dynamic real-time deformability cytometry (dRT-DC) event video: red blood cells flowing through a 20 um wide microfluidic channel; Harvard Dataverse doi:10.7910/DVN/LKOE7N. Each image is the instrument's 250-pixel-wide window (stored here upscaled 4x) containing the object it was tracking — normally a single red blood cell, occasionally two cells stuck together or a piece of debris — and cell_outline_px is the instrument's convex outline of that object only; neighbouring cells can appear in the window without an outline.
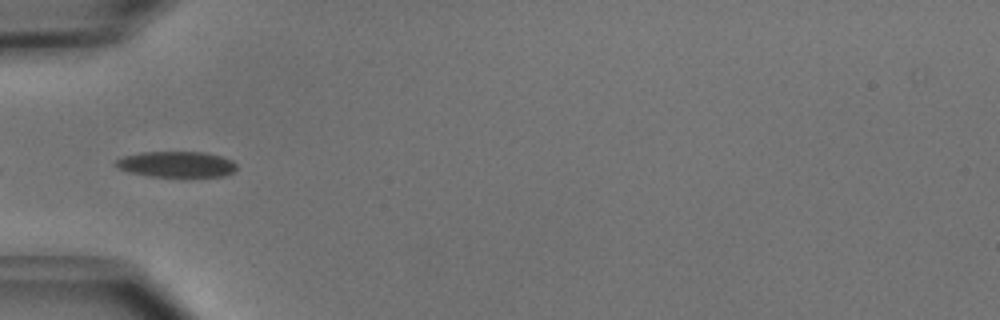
{"species": "common noctule bat (a hibernating species)", "species_latin": "Nyctalus noctula", "temperature_condition": "cold", "stored_images_in_passage": 17, "camera_frame_rate_fps": 3000, "um_per_image_px": 0.085, "animal": {"sex": "male", "body_mass_g": 15.6}, "frame": {"image": 1, "passage_image": 1, "time_ms": 0.0, "image_size_px": [1000, 320], "cell_outline_px": [[236, 168], [232, 172], [224, 176], [148, 176], [128, 172], [112, 164], [116, 160], [124, 156], [140, 152], [204, 152], [220, 156], [232, 160], [236, 164]], "centroid_in_image_um": [14.97, 13.96], "position_along_channel_um": 70.0, "area_um2": 18.09}}
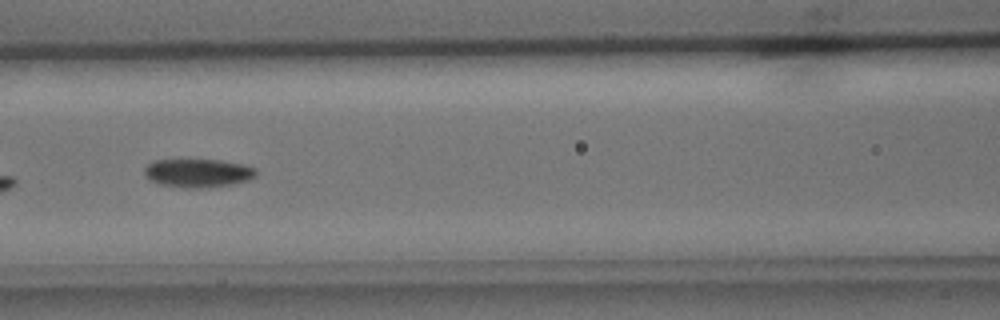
{"frame": {"image": 2, "passage_image": 7, "time_ms": 2.0, "image_size_px": [1000, 320], "cell_outline_px": [[256, 176], [232, 184], [200, 188], [188, 188], [160, 184], [144, 176], [144, 168], [152, 160], [220, 160], [240, 164], [256, 168]], "centroid_in_image_um": [16.78, 14.7], "position_along_channel_um": 149.8, "area_um2": 18.26}}
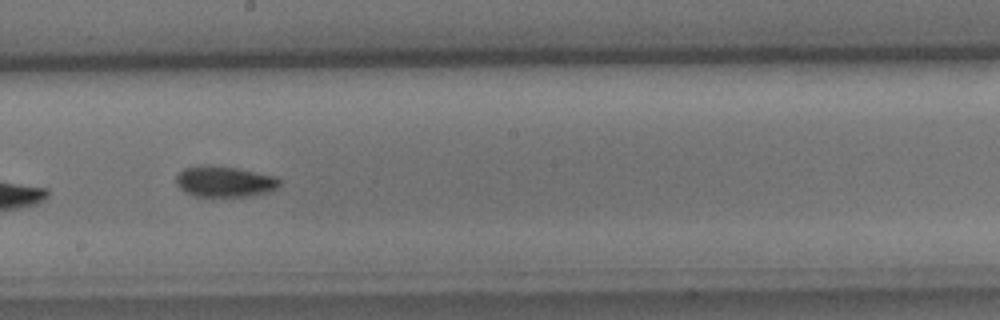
{"frame": {"image": 3, "passage_image": 13, "time_ms": 4.0, "image_size_px": [1000, 320], "cell_outline_px": [[280, 184], [276, 188], [268, 192], [248, 196], [196, 196], [184, 192], [176, 184], [176, 176], [184, 168], [208, 164], [236, 168], [276, 176], [280, 180]], "centroid_in_image_um": [19.07, 15.42], "position_along_channel_um": 229.1, "area_um2": 18.55}}